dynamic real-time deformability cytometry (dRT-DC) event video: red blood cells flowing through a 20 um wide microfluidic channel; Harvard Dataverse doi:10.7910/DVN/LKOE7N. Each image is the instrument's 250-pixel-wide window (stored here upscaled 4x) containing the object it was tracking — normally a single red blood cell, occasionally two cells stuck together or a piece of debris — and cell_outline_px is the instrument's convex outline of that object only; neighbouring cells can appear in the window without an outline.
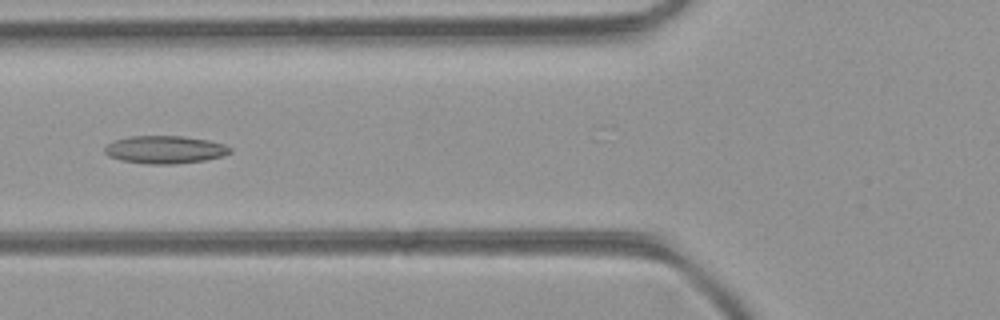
{"species": "common noctule bat (a hibernating species)", "species_latin": "Nyctalus noctula", "temperature_condition": "room temperature", "stored_images_in_passage": 29, "camera_frame_rate_fps": 3000, "um_per_image_px": 0.085, "animal": {"sex": "female", "body_mass_g": 21.9}, "frame": {"image": 1, "passage_image": 16, "time_ms": 5.0, "image_size_px": [1000, 320], "cell_outline_px": [[232, 152], [224, 156], [204, 160], [176, 164], [148, 164], [120, 160], [108, 156], [104, 152], [104, 148], [108, 144], [116, 140], [132, 136], [180, 136], [208, 140], [224, 144], [232, 148]], "centroid_in_image_um": [14.04, 12.72], "position_along_channel_um": 111.8, "area_um2": 20.29}}
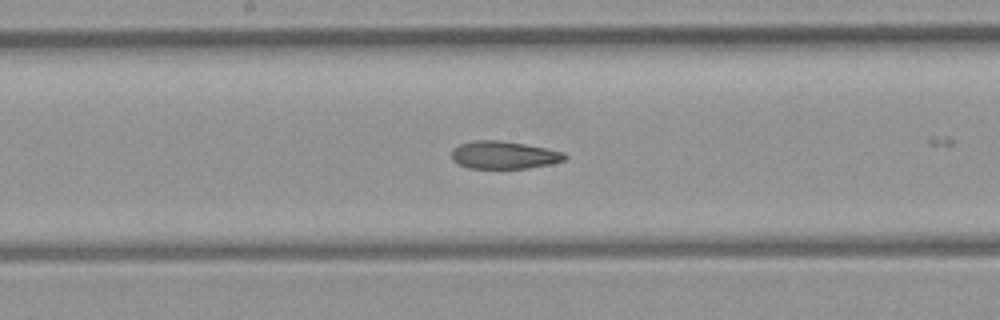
{"frame": {"image": 2, "passage_image": 23, "time_ms": 7.333, "image_size_px": [1000, 320], "cell_outline_px": [[568, 156], [564, 160], [552, 164], [528, 168], [468, 168], [452, 160], [452, 148], [460, 144], [476, 140], [500, 140], [524, 144], [564, 152]], "centroid_in_image_um": [42.83, 13.18], "position_along_channel_um": 205.4, "area_um2": 18.21}}
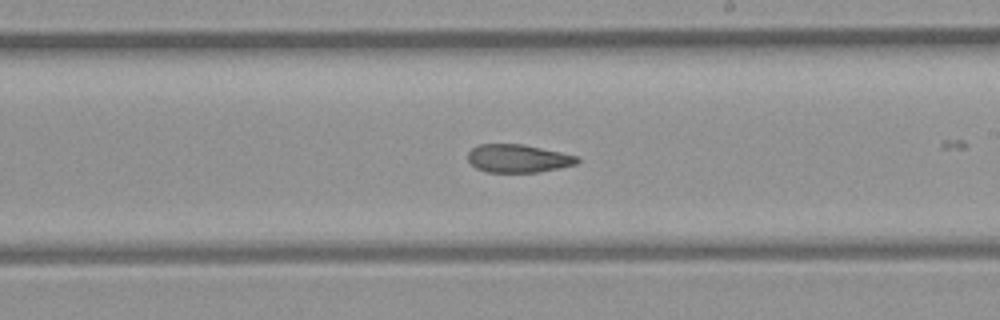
{"frame": {"image": 3, "passage_image": 26, "time_ms": 8.333, "image_size_px": [1000, 320], "cell_outline_px": [[580, 160], [576, 164], [560, 168], [540, 172], [484, 172], [476, 168], [468, 160], [468, 152], [472, 148], [480, 144], [524, 144], [580, 156]], "centroid_in_image_um": [44.06, 13.47], "position_along_channel_um": 244.9, "area_um2": 18.09}}